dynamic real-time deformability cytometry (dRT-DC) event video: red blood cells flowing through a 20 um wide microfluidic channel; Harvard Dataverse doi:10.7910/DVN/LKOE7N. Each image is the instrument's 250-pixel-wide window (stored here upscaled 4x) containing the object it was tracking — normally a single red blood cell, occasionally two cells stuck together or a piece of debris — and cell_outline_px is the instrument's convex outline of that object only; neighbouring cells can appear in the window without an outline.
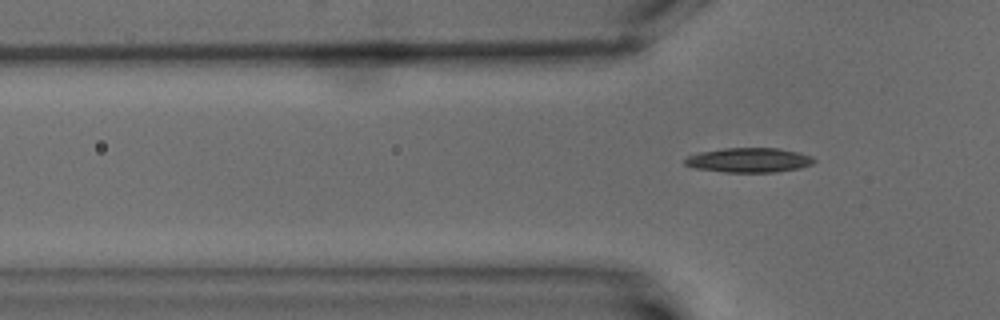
{"species": "common noctule bat (a hibernating species)", "species_latin": "Nyctalus noctula", "temperature_condition": "warm", "stored_images_in_passage": 2, "camera_frame_rate_fps": 3000, "um_per_image_px": 0.085, "animal": {"sex": "male", "body_mass_g": 15.6}, "frame": {"image": 1, "passage_image": 2, "time_ms": 2.333, "image_size_px": [1000, 320], "cell_outline_px": [[816, 160], [812, 164], [800, 168], [776, 172], [724, 172], [692, 168], [684, 164], [684, 160], [688, 156], [700, 152], [724, 148], [780, 148], [800, 152], [812, 156]], "centroid_in_image_um": [63.67, 13.61], "position_along_channel_um": 62.1, "area_um2": 18.67}}